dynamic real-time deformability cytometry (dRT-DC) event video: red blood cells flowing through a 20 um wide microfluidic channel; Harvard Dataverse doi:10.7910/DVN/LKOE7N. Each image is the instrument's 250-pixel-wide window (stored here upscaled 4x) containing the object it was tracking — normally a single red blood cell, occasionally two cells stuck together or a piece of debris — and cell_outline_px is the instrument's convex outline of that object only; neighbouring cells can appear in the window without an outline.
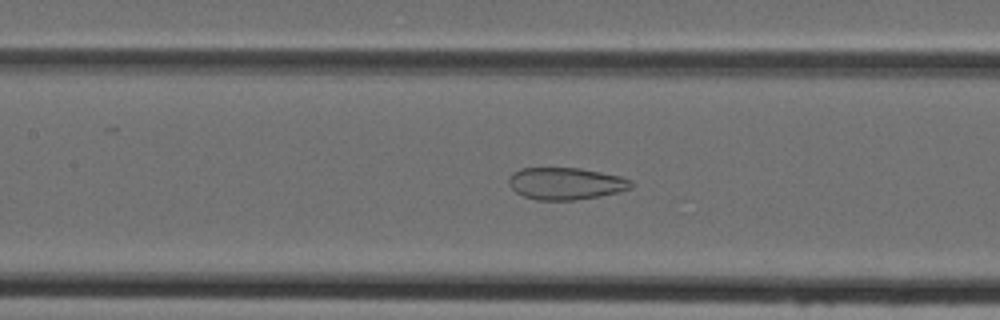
{"species": "Egyptian fruit bat (a non-hibernating species)", "species_latin": "Rousettus aegyptiacus", "temperature_condition": "cold", "stored_images_in_passage": 38, "camera_frame_rate_fps": 3000, "um_per_image_px": 0.085, "animal": {"sex": "female"}, "frame": {"image": 1, "passage_image": 15, "time_ms": 4.667, "image_size_px": [1000, 320], "cell_outline_px": [[632, 188], [620, 192], [600, 196], [576, 200], [536, 200], [524, 196], [516, 192], [508, 184], [508, 176], [512, 172], [520, 168], [580, 168], [620, 176], [632, 180]], "centroid_in_image_um": [48.08, 15.6], "position_along_channel_um": 159.3, "area_um2": 23.06}}
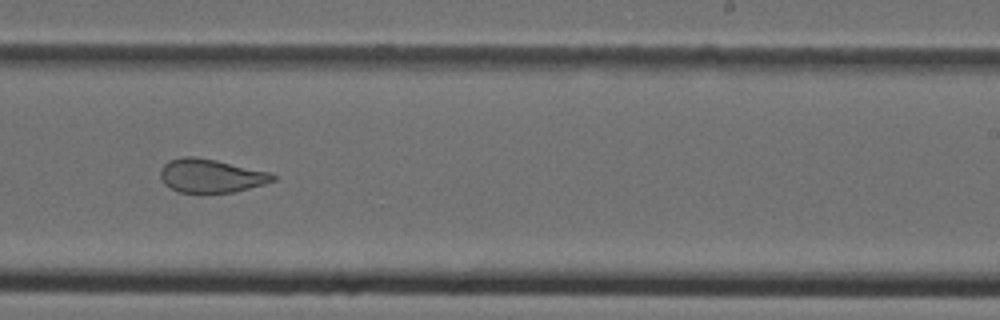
{"frame": {"image": 2, "passage_image": 23, "time_ms": 7.333, "image_size_px": [1000, 320], "cell_outline_px": [[276, 180], [264, 184], [232, 192], [200, 196], [176, 192], [164, 184], [160, 176], [160, 168], [168, 160], [184, 156], [192, 156], [216, 160], [272, 172], [276, 176]], "centroid_in_image_um": [17.89, 14.98], "position_along_channel_um": 271.1, "area_um2": 22.89}}
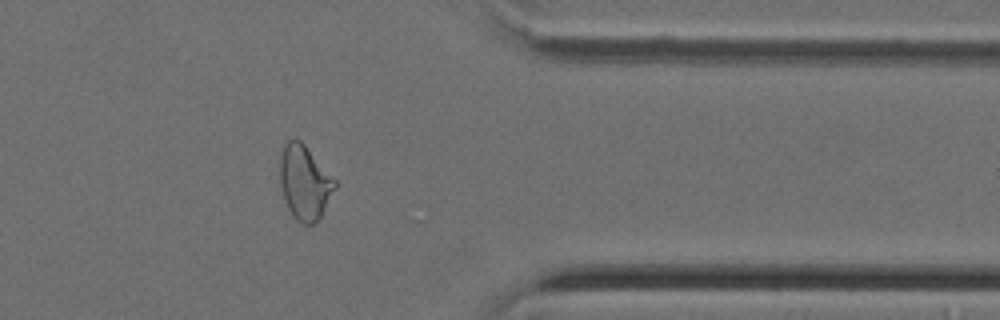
{"frame": {"image": 3, "passage_image": 32, "time_ms": 10.333, "image_size_px": [1000, 320], "cell_outline_px": [[336, 188], [320, 216], [312, 224], [304, 224], [296, 220], [288, 208], [284, 200], [280, 184], [280, 156], [284, 144], [292, 136], [300, 140], [304, 144], [336, 180]], "centroid_in_image_um": [25.87, 15.47], "position_along_channel_um": 385.5, "area_um2": 23.7}}